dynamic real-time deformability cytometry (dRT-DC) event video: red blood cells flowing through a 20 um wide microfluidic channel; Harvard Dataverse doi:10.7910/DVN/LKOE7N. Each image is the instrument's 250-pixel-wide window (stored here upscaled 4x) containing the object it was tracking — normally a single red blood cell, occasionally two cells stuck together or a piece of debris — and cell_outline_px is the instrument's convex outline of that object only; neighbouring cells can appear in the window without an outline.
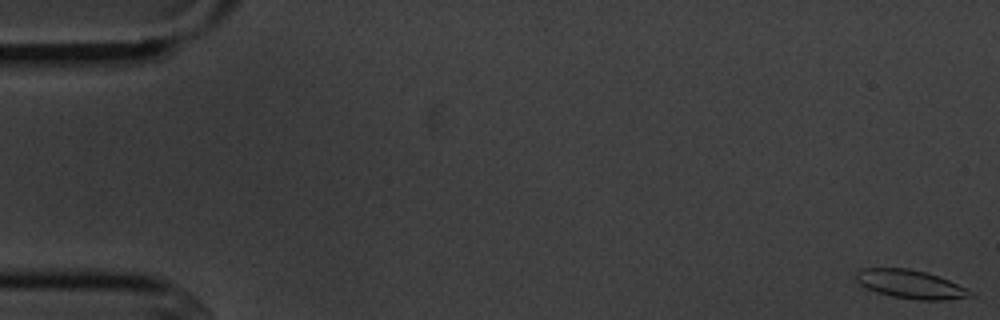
{"species": "common noctule bat (a hibernating species)", "species_latin": "Nyctalus noctula", "temperature_condition": "cold", "stored_images_in_passage": 5, "camera_frame_rate_fps": 3000, "um_per_image_px": 0.085, "animal": {"sex": "male", "body_mass_g": 20.1, "forearm_length_mm": 53.5}, "frame": {"image": 1, "passage_image": 1, "time_ms": 0.0, "image_size_px": [1000, 320], "cell_outline_px": [[976, 296], [944, 300], [916, 300], [892, 296], [876, 292], [860, 284], [856, 280], [856, 272], [860, 268], [908, 268], [924, 272], [948, 280], [964, 288]], "centroid_in_image_um": [77.35, 24.16], "position_along_channel_um": 7.7, "area_um2": 18.73}}
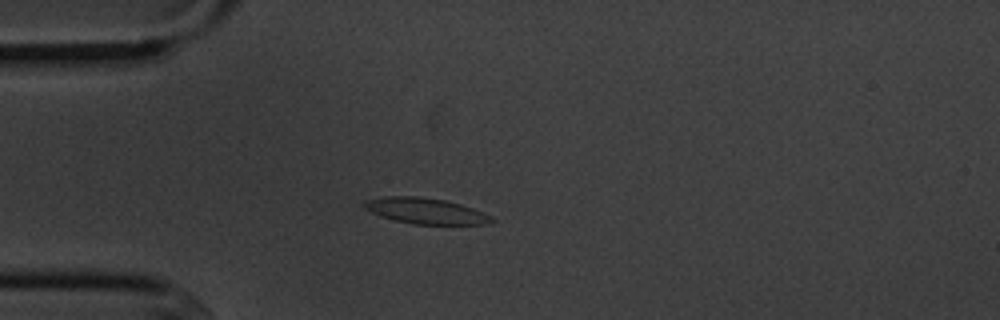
{"frame": {"image": 2, "passage_image": 5, "time_ms": 4.667, "image_size_px": [1000, 320], "cell_outline_px": [[496, 220], [488, 224], [412, 224], [380, 216], [364, 208], [364, 200], [384, 196], [420, 196], [444, 200], [460, 204], [484, 212], [492, 216]], "centroid_in_image_um": [36.19, 17.92], "position_along_channel_um": 48.8, "area_um2": 19.19}}